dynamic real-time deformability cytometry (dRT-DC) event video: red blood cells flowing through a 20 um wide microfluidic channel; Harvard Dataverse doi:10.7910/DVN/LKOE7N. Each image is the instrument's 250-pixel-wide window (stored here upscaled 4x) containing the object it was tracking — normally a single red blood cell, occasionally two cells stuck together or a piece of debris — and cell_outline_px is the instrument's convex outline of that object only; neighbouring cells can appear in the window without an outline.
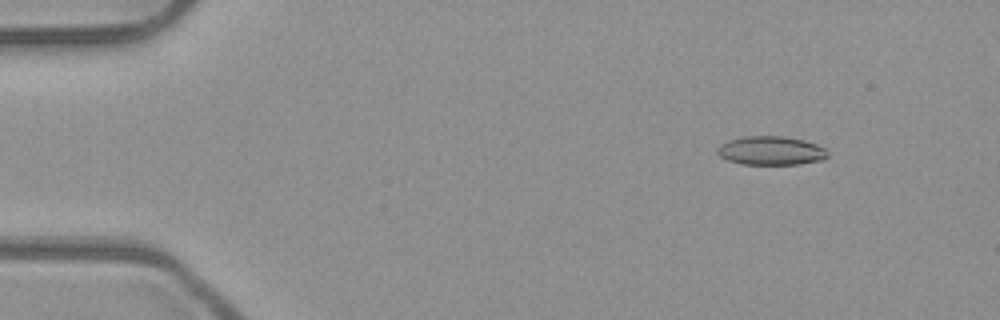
{"species": "common noctule bat (a hibernating species)", "species_latin": "Nyctalus noctula", "temperature_condition": "room temperature", "stored_images_in_passage": 50, "camera_frame_rate_fps": 3000, "um_per_image_px": 0.085, "animal": {"sex": "male", "body_mass_g": 23.1, "forearm_length_mm": 52.7}, "frame": {"image": 1, "passage_image": 4, "time_ms": 1.0, "image_size_px": [1000, 320], "cell_outline_px": [[828, 156], [820, 160], [800, 164], [740, 164], [728, 160], [720, 156], [716, 152], [716, 148], [720, 144], [728, 140], [744, 136], [784, 136], [804, 140], [816, 144], [824, 148], [828, 152]], "centroid_in_image_um": [65.5, 12.8], "position_along_channel_um": 19.5, "area_um2": 18.55}}
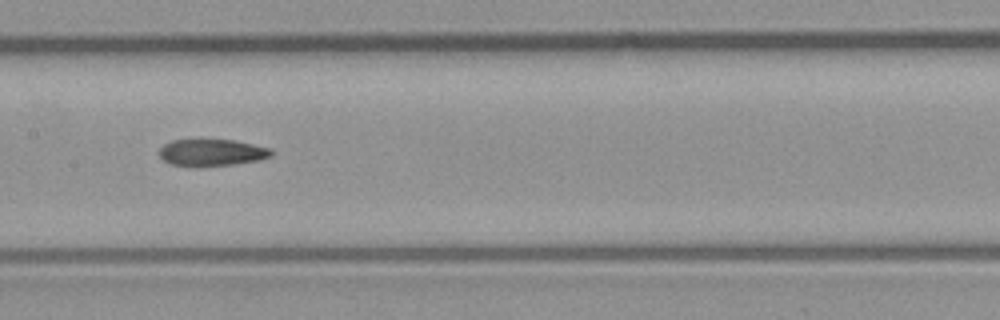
{"frame": {"image": 2, "passage_image": 24, "time_ms": 7.667, "image_size_px": [1000, 320], "cell_outline_px": [[272, 156], [260, 160], [232, 164], [172, 164], [164, 160], [160, 156], [160, 148], [164, 144], [172, 140], [196, 136], [200, 136], [236, 140], [272, 148]], "centroid_in_image_um": [18.03, 12.86], "position_along_channel_um": 189.4, "area_um2": 17.86}}
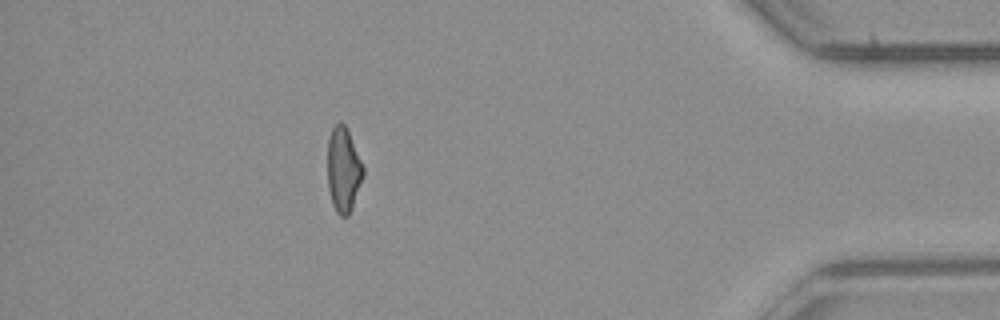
{"frame": {"image": 3, "passage_image": 44, "time_ms": 14.333, "image_size_px": [1000, 320], "cell_outline_px": [[364, 176], [352, 208], [348, 216], [340, 216], [336, 212], [332, 204], [328, 188], [328, 136], [332, 128], [340, 120], [344, 124], [348, 132], [364, 168]], "centroid_in_image_um": [29.18, 14.45], "position_along_channel_um": 406.0, "area_um2": 17.57}, "authors_computed_cell_mechanics": {"area_um2": 18.3226, "velocity_mm_per_s": 4.0019, "shape_relaxation_time_tau1_ms": null, "shape_relaxation_time_tau2_ms": 3.1518, "deformation_change_tau1": null, "deformation_change_tau2": 0.1219}}